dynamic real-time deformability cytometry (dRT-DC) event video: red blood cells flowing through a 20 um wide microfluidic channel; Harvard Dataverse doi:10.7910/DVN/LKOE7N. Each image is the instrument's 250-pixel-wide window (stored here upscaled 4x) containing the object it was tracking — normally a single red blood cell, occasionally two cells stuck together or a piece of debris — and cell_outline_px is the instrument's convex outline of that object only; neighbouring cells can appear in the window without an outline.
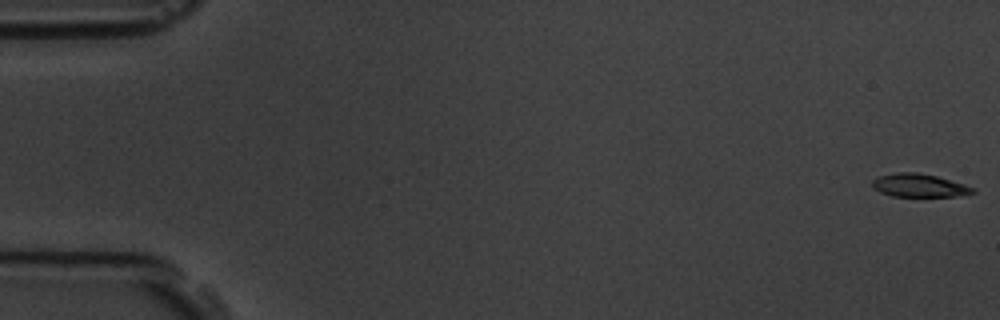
{"species": "common noctule bat (a hibernating species)", "species_latin": "Nyctalus noctula", "temperature_condition": "room temperature", "stored_images_in_passage": 6, "camera_frame_rate_fps": 3000, "um_per_image_px": 0.085, "animal": {"sex": "male", "body_mass_g": 19.5, "forearm_length_mm": 54.6}, "frame": {"image": 1, "passage_image": 1, "time_ms": 0.0, "image_size_px": [1000, 320], "cell_outline_px": [[976, 192], [960, 196], [892, 196], [880, 192], [872, 188], [872, 180], [880, 176], [896, 172], [916, 172], [936, 176], [964, 184], [976, 188]], "centroid_in_image_um": [78.13, 15.76], "position_along_channel_um": 6.9, "area_um2": 13.58}}
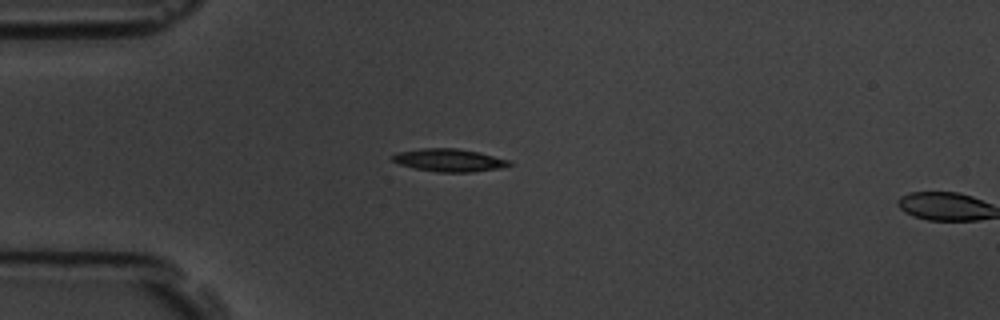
{"frame": {"image": 2, "passage_image": 5, "time_ms": 4.667, "image_size_px": [1000, 320], "cell_outline_px": [[512, 164], [500, 168], [472, 172], [440, 172], [416, 168], [400, 164], [392, 160], [392, 156], [396, 152], [424, 148], [456, 148], [476, 152], [508, 160]], "centroid_in_image_um": [38.14, 13.61], "position_along_channel_um": 46.9, "area_um2": 15.14}}